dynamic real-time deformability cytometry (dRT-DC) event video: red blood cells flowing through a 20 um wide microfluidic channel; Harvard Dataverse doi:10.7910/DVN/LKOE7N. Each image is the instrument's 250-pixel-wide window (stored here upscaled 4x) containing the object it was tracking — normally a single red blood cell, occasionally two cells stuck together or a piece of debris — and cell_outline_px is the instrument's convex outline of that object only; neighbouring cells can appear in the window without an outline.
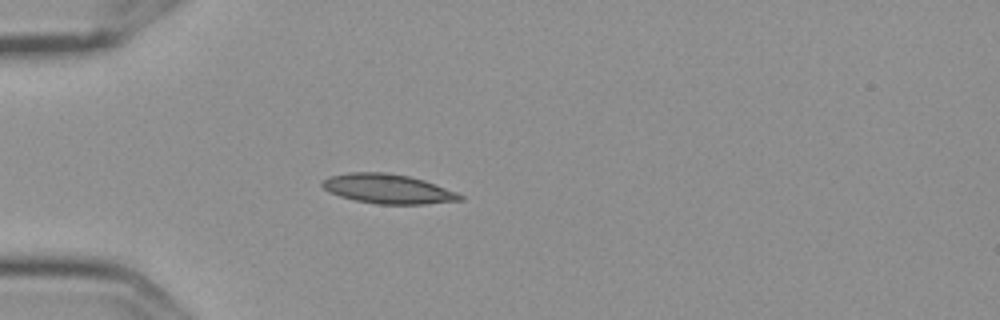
{"species": "Egyptian fruit bat (a non-hibernating species)", "species_latin": "Rousettus aegyptiacus", "temperature_condition": "cold", "stored_images_in_passage": 5, "camera_frame_rate_fps": 3000, "um_per_image_px": 0.085, "frame": {"image": 1, "passage_image": 4, "time_ms": 1.0, "image_size_px": [1000, 320], "cell_outline_px": [[464, 200], [424, 204], [376, 204], [356, 200], [340, 196], [328, 192], [320, 184], [328, 176], [348, 172], [388, 172], [408, 176], [424, 180], [456, 192], [464, 196]], "centroid_in_image_um": [32.96, 16.05], "position_along_channel_um": 52.0, "area_um2": 23.7}}